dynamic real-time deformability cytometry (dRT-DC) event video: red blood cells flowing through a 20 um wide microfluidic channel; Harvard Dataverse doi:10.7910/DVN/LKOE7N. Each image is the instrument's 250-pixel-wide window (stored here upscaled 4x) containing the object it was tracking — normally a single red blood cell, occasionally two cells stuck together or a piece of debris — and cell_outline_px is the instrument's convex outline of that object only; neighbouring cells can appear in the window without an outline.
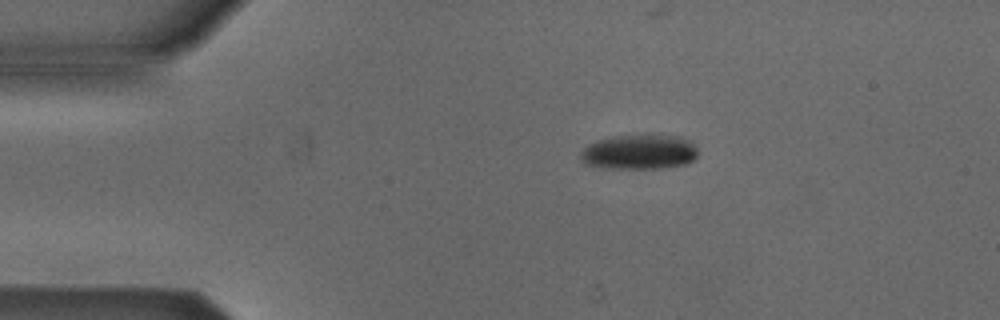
{"species": "Egyptian fruit bat (a non-hibernating species)", "species_latin": "Rousettus aegyptiacus", "temperature_condition": "cold", "stored_images_in_passage": 4, "camera_frame_rate_fps": 3000, "um_per_image_px": 0.085, "animal": {"sex": "male"}, "frame": {"image": 1, "passage_image": 1, "time_ms": 0.0, "image_size_px": [1000, 320], "cell_outline_px": [[696, 156], [692, 160], [684, 164], [660, 168], [600, 168], [584, 164], [580, 160], [580, 152], [588, 144], [596, 140], [616, 136], [644, 132], [680, 136], [688, 140], [696, 148]], "centroid_in_image_um": [54.28, 12.88], "position_along_channel_um": 30.7, "area_um2": 24.45}}
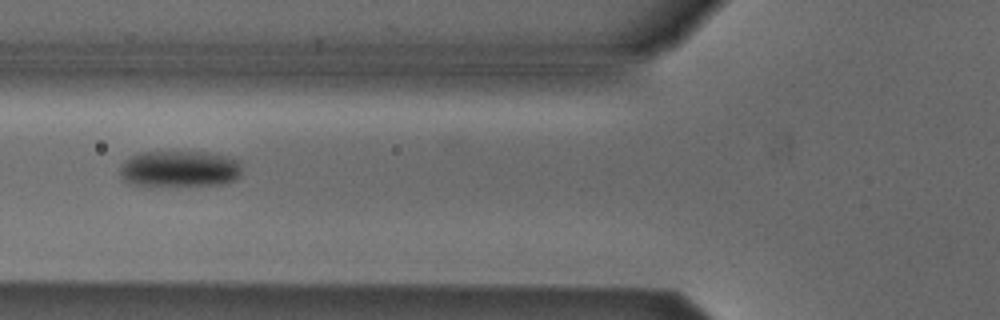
{"frame": {"image": 2, "passage_image": 4, "time_ms": 3.333, "image_size_px": [1000, 320], "cell_outline_px": [[240, 176], [236, 180], [224, 184], [148, 188], [132, 184], [124, 180], [120, 176], [120, 168], [124, 160], [140, 152], [208, 152], [228, 156], [240, 160]], "centroid_in_image_um": [15.25, 14.39], "position_along_channel_um": 110.5, "area_um2": 26.82}}